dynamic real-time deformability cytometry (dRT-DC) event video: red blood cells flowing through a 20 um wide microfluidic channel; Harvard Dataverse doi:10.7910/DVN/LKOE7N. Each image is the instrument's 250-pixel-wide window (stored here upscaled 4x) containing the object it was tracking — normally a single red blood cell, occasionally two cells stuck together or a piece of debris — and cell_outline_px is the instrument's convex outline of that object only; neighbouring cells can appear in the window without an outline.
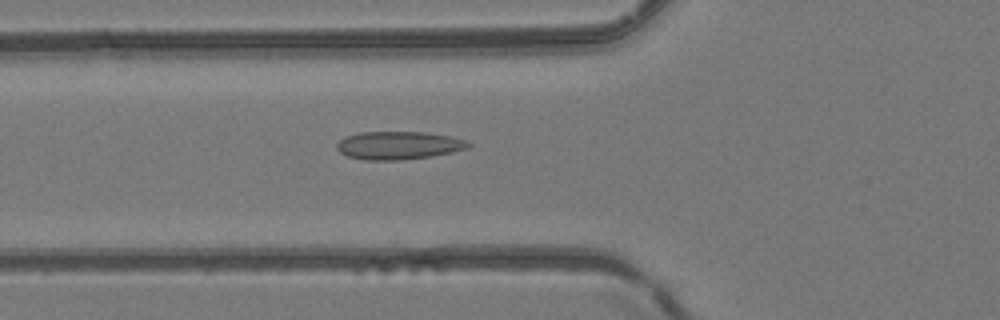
{"species": "common noctule bat (a hibernating species)", "species_latin": "Nyctalus noctula", "temperature_condition": "room temperature", "stored_images_in_passage": 50, "camera_frame_rate_fps": 3000, "um_per_image_px": 0.085, "animal": {"sex": "female", "body_mass_g": 24.6, "forearm_length_mm": 56.2}, "frame": {"image": 1, "passage_image": 19, "time_ms": 6.0, "image_size_px": [1000, 320], "cell_outline_px": [[472, 144], [468, 148], [452, 152], [432, 156], [400, 160], [364, 160], [348, 156], [340, 152], [336, 148], [336, 144], [344, 136], [360, 132], [424, 132], [452, 136], [468, 140]], "centroid_in_image_um": [33.89, 12.35], "position_along_channel_um": 91.9, "area_um2": 21.68}}
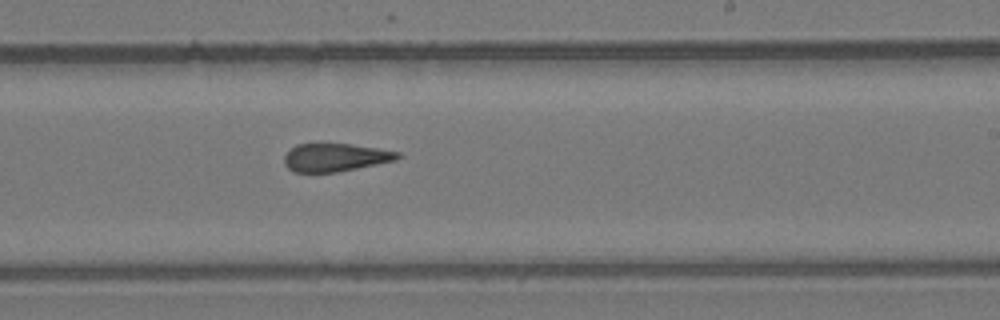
{"frame": {"image": 2, "passage_image": 31, "time_ms": 10.0, "image_size_px": [1000, 320], "cell_outline_px": [[400, 156], [396, 160], [336, 172], [292, 172], [284, 164], [284, 156], [296, 144], [316, 140], [320, 140], [352, 144], [400, 152]], "centroid_in_image_um": [28.42, 13.32], "position_along_channel_um": 260.6, "area_um2": 19.19}}
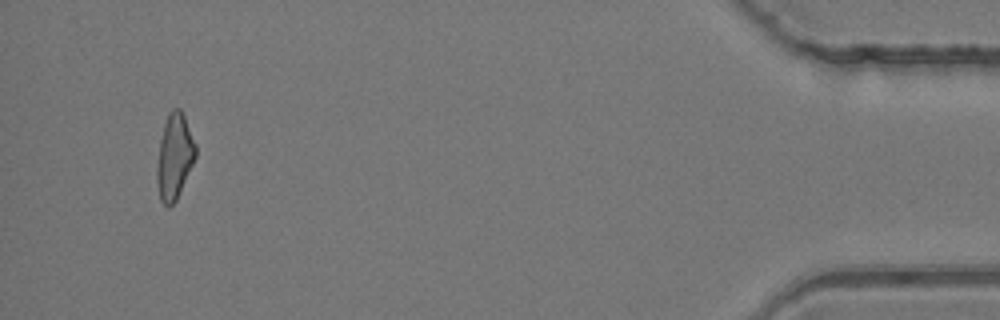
{"frame": {"image": 3, "passage_image": 48, "time_ms": 15.667, "image_size_px": [1000, 320], "cell_outline_px": [[196, 156], [176, 200], [168, 208], [160, 200], [156, 184], [156, 168], [160, 140], [164, 124], [168, 112], [172, 108], [180, 108], [184, 116], [196, 144]], "centroid_in_image_um": [14.81, 13.31], "position_along_channel_um": 420.4, "area_um2": 19.25}, "authors_computed_cell_mechanics": {"area_um2": 20.0855, "velocity_mm_per_s": 4.2073, "shape_relaxation_time_tau1_ms": null, "shape_relaxation_time_tau2_ms": 2.2862, "deformation_change_tau1": null, "deformation_change_tau2": 0.1211}}